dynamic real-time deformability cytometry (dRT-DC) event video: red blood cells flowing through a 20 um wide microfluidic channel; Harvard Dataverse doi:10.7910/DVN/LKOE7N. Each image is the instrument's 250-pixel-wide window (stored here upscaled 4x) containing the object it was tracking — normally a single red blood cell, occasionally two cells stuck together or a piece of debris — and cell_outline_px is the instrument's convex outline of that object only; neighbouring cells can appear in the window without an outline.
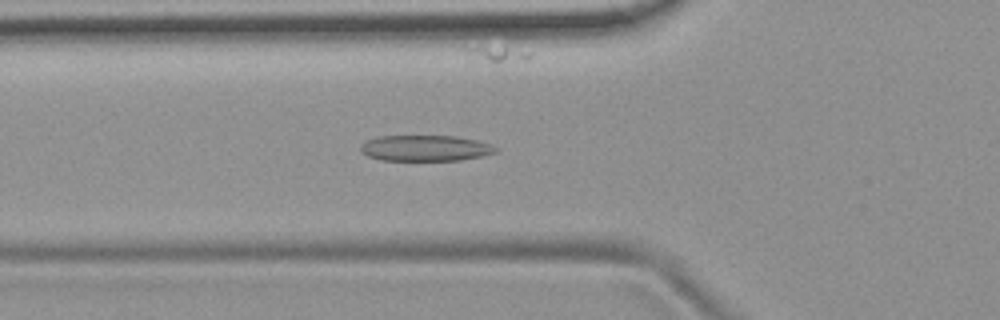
{"species": "common noctule bat (a hibernating species)", "species_latin": "Nyctalus noctula", "temperature_condition": "room temperature", "stored_images_in_passage": 37, "camera_frame_rate_fps": 3000, "um_per_image_px": 0.085, "animal": {"sex": "female", "body_mass_g": 19.9}, "frame": {"image": 1, "passage_image": 3, "time_ms": 0.667, "image_size_px": [1000, 320], "cell_outline_px": [[496, 152], [480, 156], [460, 160], [380, 160], [368, 156], [360, 152], [360, 144], [376, 136], [456, 136], [476, 140], [488, 144], [496, 148]], "centroid_in_image_um": [36.08, 12.59], "position_along_channel_um": 89.7, "area_um2": 20.23}}
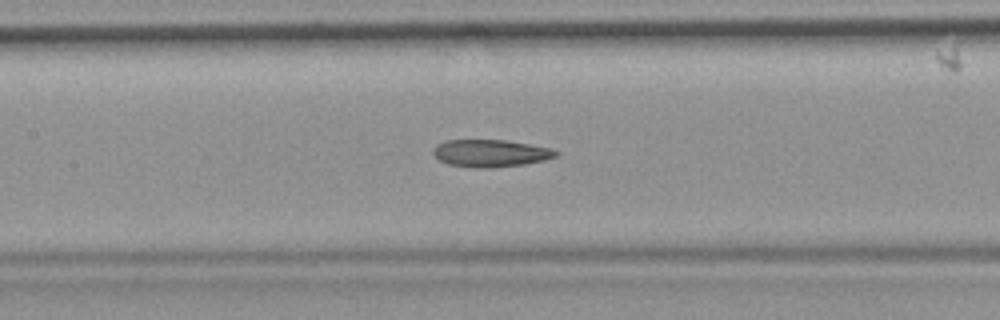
{"frame": {"image": 2, "passage_image": 9, "time_ms": 2.667, "image_size_px": [1000, 320], "cell_outline_px": [[560, 156], [544, 160], [524, 164], [488, 168], [480, 168], [448, 164], [440, 160], [432, 152], [432, 148], [436, 144], [448, 140], [504, 140], [552, 148], [560, 152]], "centroid_in_image_um": [41.72, 13.02], "position_along_channel_um": 165.7, "area_um2": 19.54}}
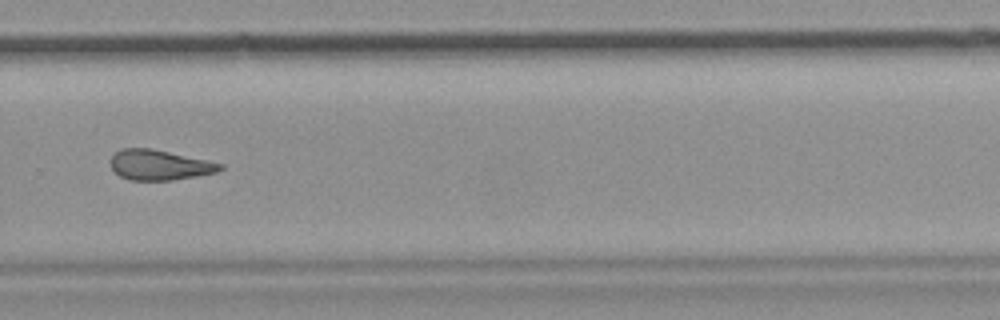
{"frame": {"image": 3, "passage_image": 21, "time_ms": 6.667, "image_size_px": [1000, 320], "cell_outline_px": [[224, 168], [216, 172], [196, 176], [172, 180], [132, 180], [120, 176], [112, 168], [108, 160], [116, 152], [124, 148], [152, 148], [224, 164]], "centroid_in_image_um": [13.54, 14.02], "position_along_channel_um": 316.3, "area_um2": 19.19}, "authors_computed_cell_mechanics": {"area_um2": 19.941, "velocity_mm_per_s": 3.7772, "shape_relaxation_time_tau1_ms": null, "shape_relaxation_time_tau2_ms": 3.3823, "deformation_change_tau1": null, "deformation_change_tau2": 0.1239}}